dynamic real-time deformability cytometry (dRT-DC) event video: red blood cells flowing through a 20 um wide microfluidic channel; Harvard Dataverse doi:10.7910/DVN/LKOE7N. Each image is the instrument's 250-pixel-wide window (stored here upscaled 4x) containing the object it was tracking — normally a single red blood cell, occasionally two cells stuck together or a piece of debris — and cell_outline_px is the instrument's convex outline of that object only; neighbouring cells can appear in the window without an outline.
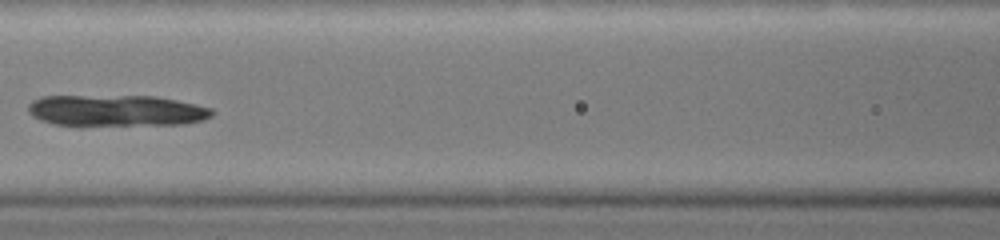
{"species": "common noctule bat (a hibernating species)", "species_latin": "Nyctalus noctula", "temperature_condition": "warm", "stored_images_in_passage": 29, "camera_frame_rate_fps": 3000, "um_per_image_px": 0.085, "animal": {"sex": "female", "body_mass_g": 19.0, "forearm_length_mm": 51.5}, "frame": {"image": 1, "passage_image": 15, "time_ms": 5.333, "image_size_px": [1000, 240], "cell_outline_px": [[216, 112], [212, 116], [204, 120], [188, 124], [52, 124], [40, 120], [32, 116], [28, 112], [28, 104], [32, 100], [44, 96], [156, 96], [196, 104], [212, 108]], "centroid_in_image_um": [9.92, 9.38], "position_along_channel_um": 156.7, "area_um2": 33.29}}
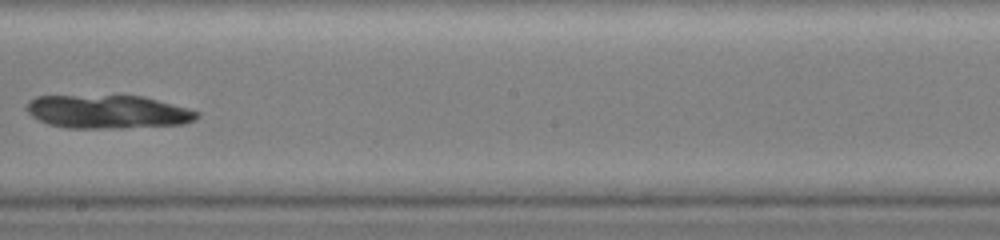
{"frame": {"image": 2, "passage_image": 20, "time_ms": 7.0, "image_size_px": [1000, 240], "cell_outline_px": [[200, 116], [196, 120], [184, 124], [124, 128], [64, 128], [48, 124], [32, 116], [28, 112], [28, 100], [36, 96], [144, 96], [188, 108], [200, 112]], "centroid_in_image_um": [9.2, 9.51], "position_along_channel_um": 239.0, "area_um2": 33.29}}
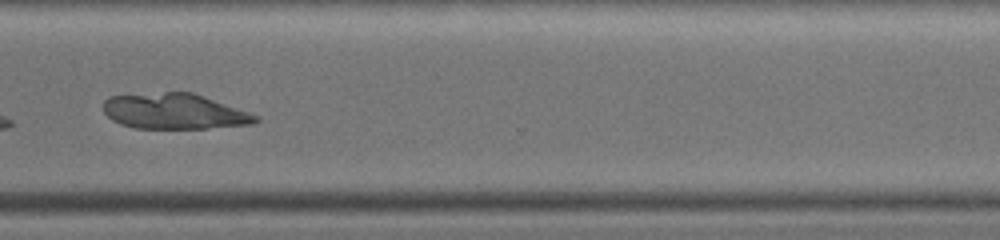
{"frame": {"image": 3, "passage_image": 27, "time_ms": 9.333, "image_size_px": [1000, 240], "cell_outline_px": [[260, 120], [252, 124], [208, 128], [136, 128], [120, 124], [112, 120], [104, 112], [104, 100], [108, 96], [164, 92], [192, 92], [260, 116]], "centroid_in_image_um": [14.82, 9.46], "position_along_channel_um": 355.8, "area_um2": 31.44}}